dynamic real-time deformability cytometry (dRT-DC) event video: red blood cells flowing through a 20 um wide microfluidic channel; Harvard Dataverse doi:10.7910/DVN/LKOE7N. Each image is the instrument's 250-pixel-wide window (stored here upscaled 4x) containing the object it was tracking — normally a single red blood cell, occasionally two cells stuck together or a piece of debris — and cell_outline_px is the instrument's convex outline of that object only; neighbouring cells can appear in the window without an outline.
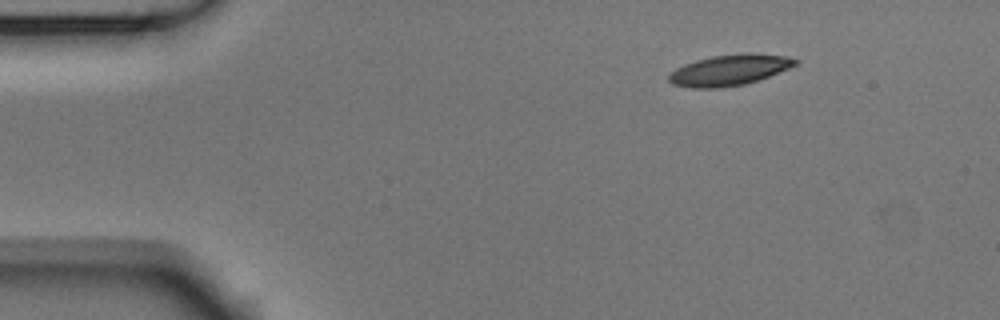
{"species": "Egyptian fruit bat (a non-hibernating species)", "species_latin": "Rousettus aegyptiacus", "temperature_condition": "room temperature", "stored_images_in_passage": 4, "camera_frame_rate_fps": 3000, "um_per_image_px": 0.085, "animal": {"sex": "male"}, "frame": {"image": 1, "passage_image": 1, "time_ms": 0.0, "image_size_px": [1000, 320], "cell_outline_px": [[800, 60], [796, 64], [788, 68], [768, 76], [744, 84], [720, 88], [692, 88], [672, 84], [668, 80], [668, 76], [676, 68], [684, 64], [696, 60], [712, 56], [744, 52], [748, 52], [788, 56]], "centroid_in_image_um": [61.99, 5.94], "position_along_channel_um": 23.0, "area_um2": 22.72}}
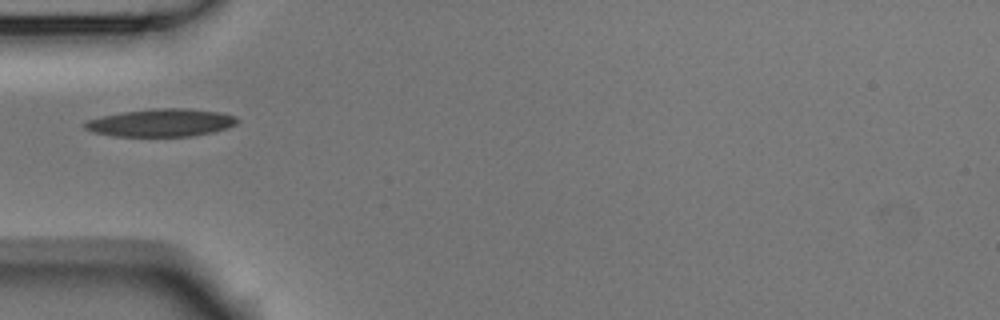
{"frame": {"image": 2, "passage_image": 4, "time_ms": 1.0, "image_size_px": [1000, 320], "cell_outline_px": [[240, 120], [236, 124], [228, 128], [212, 132], [192, 136], [116, 136], [92, 132], [84, 128], [84, 124], [88, 120], [104, 116], [124, 112], [152, 108], [188, 108], [220, 112], [236, 116]], "centroid_in_image_um": [13.75, 10.43], "position_along_channel_um": 71.3, "area_um2": 24.62}}